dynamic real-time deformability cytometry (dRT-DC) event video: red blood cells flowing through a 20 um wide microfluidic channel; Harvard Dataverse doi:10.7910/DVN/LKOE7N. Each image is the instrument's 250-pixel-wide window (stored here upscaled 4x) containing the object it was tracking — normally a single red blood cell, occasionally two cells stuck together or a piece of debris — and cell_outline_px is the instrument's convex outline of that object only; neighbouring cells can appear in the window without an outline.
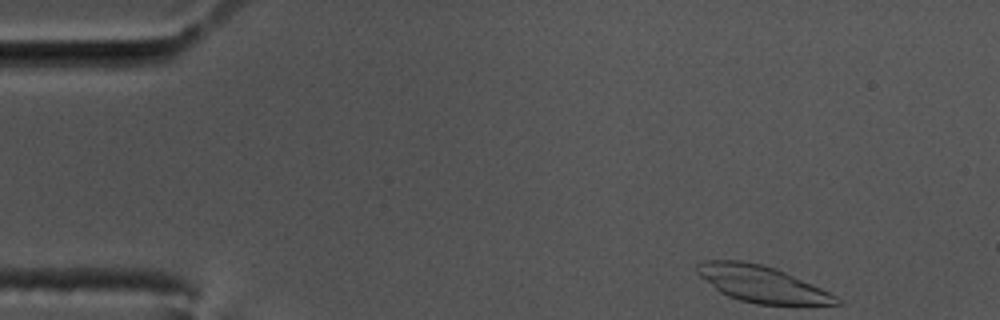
{"species": "common noctule bat (a hibernating species)", "species_latin": "Nyctalus noctula", "temperature_condition": "cold", "stored_images_in_passage": 53, "camera_frame_rate_fps": 3000, "um_per_image_px": 0.085, "animal": {"sex": "male", "body_mass_g": 17.5, "forearm_length_mm": 52.3}, "frame": {"image": 1, "passage_image": 1, "time_ms": 0.0, "image_size_px": [1000, 320], "cell_outline_px": [[844, 304], [756, 304], [740, 300], [728, 296], [720, 292], [700, 276], [696, 272], [696, 264], [704, 260], [744, 260], [776, 268], [820, 288], [844, 300]], "centroid_in_image_um": [64.73, 24.13], "position_along_channel_um": 20.3, "area_um2": 29.3}}
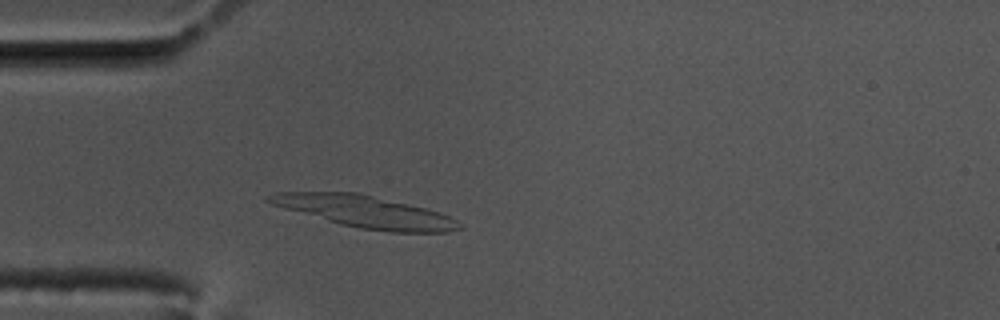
{"frame": {"image": 2, "passage_image": 11, "time_ms": 3.333, "image_size_px": [1000, 320], "cell_outline_px": [[464, 228], [448, 232], [388, 232], [360, 228], [340, 224], [284, 208], [272, 204], [264, 200], [264, 196], [276, 192], [356, 192], [408, 204], [440, 212], [464, 224]], "centroid_in_image_um": [31.05, 17.99], "position_along_channel_um": 54.0, "area_um2": 35.2}}